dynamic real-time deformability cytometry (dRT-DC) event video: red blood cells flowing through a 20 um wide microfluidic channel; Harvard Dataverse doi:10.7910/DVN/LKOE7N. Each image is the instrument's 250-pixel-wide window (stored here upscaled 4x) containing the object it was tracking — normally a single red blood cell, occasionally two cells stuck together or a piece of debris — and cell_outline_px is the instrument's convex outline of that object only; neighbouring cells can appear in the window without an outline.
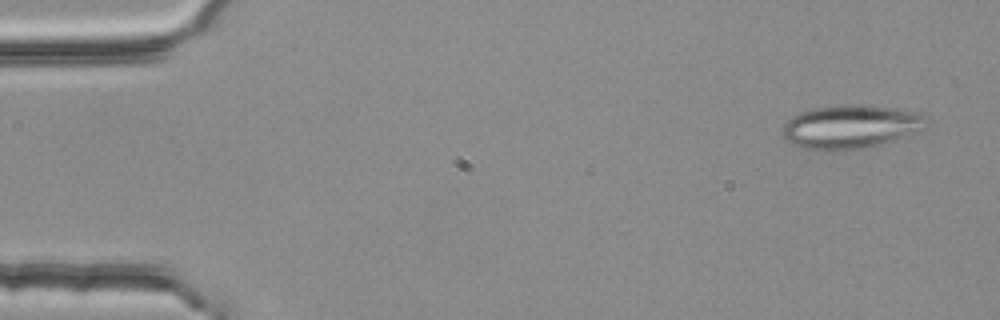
{"species": "common noctule bat (a hibernating species)", "species_latin": "Nyctalus noctula", "temperature_condition": "room temperature", "stored_images_in_passage": 5, "camera_frame_rate_fps": 3000, "um_per_image_px": 0.085, "animal": {"sex": "female", "body_mass_g": 25.1}, "frame": {"image": 1, "passage_image": 1, "time_ms": 0.0, "image_size_px": [1000, 320], "cell_outline_px": [[928, 128], [920, 132], [876, 144], [860, 148], [804, 148], [792, 144], [784, 136], [784, 124], [792, 116], [800, 112], [812, 108], [844, 104], [864, 104], [896, 108], [920, 112], [928, 116]], "centroid_in_image_um": [72.41, 10.71], "position_along_channel_um": 12.6, "area_um2": 36.13}}